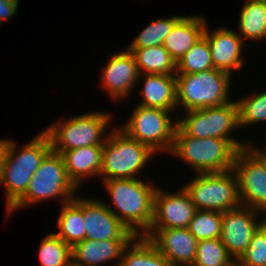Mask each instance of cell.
<instances>
[{
	"mask_svg": "<svg viewBox=\"0 0 266 266\" xmlns=\"http://www.w3.org/2000/svg\"><path fill=\"white\" fill-rule=\"evenodd\" d=\"M241 205L266 209V165L249 147L239 149L233 164Z\"/></svg>",
	"mask_w": 266,
	"mask_h": 266,
	"instance_id": "8fae6325",
	"label": "cell"
},
{
	"mask_svg": "<svg viewBox=\"0 0 266 266\" xmlns=\"http://www.w3.org/2000/svg\"><path fill=\"white\" fill-rule=\"evenodd\" d=\"M207 26L208 24L205 26L203 35L207 38L214 68L231 75L233 71H241L244 66L241 55L246 42L236 30L223 26L211 31Z\"/></svg>",
	"mask_w": 266,
	"mask_h": 266,
	"instance_id": "e0dca14e",
	"label": "cell"
},
{
	"mask_svg": "<svg viewBox=\"0 0 266 266\" xmlns=\"http://www.w3.org/2000/svg\"><path fill=\"white\" fill-rule=\"evenodd\" d=\"M126 49L134 55L139 74L176 75V62L163 45Z\"/></svg>",
	"mask_w": 266,
	"mask_h": 266,
	"instance_id": "603a6c76",
	"label": "cell"
},
{
	"mask_svg": "<svg viewBox=\"0 0 266 266\" xmlns=\"http://www.w3.org/2000/svg\"><path fill=\"white\" fill-rule=\"evenodd\" d=\"M58 232H53L66 244L73 247L86 238L83 214V198L76 195L72 201L63 204L57 219Z\"/></svg>",
	"mask_w": 266,
	"mask_h": 266,
	"instance_id": "7402d4cb",
	"label": "cell"
},
{
	"mask_svg": "<svg viewBox=\"0 0 266 266\" xmlns=\"http://www.w3.org/2000/svg\"><path fill=\"white\" fill-rule=\"evenodd\" d=\"M142 78H144V83L142 91L140 90V95L143 99L137 105L171 112H175L178 109L176 102V75L140 74L138 81Z\"/></svg>",
	"mask_w": 266,
	"mask_h": 266,
	"instance_id": "ffe728a7",
	"label": "cell"
},
{
	"mask_svg": "<svg viewBox=\"0 0 266 266\" xmlns=\"http://www.w3.org/2000/svg\"><path fill=\"white\" fill-rule=\"evenodd\" d=\"M118 266H172L145 237L136 236L124 249Z\"/></svg>",
	"mask_w": 266,
	"mask_h": 266,
	"instance_id": "d4e9b609",
	"label": "cell"
},
{
	"mask_svg": "<svg viewBox=\"0 0 266 266\" xmlns=\"http://www.w3.org/2000/svg\"><path fill=\"white\" fill-rule=\"evenodd\" d=\"M238 150L230 140L195 138L186 135L177 126L169 154L181 159L197 174L232 169Z\"/></svg>",
	"mask_w": 266,
	"mask_h": 266,
	"instance_id": "3957f363",
	"label": "cell"
},
{
	"mask_svg": "<svg viewBox=\"0 0 266 266\" xmlns=\"http://www.w3.org/2000/svg\"><path fill=\"white\" fill-rule=\"evenodd\" d=\"M171 263L172 266H192L198 240L187 228L149 229L143 236Z\"/></svg>",
	"mask_w": 266,
	"mask_h": 266,
	"instance_id": "2e32d148",
	"label": "cell"
},
{
	"mask_svg": "<svg viewBox=\"0 0 266 266\" xmlns=\"http://www.w3.org/2000/svg\"><path fill=\"white\" fill-rule=\"evenodd\" d=\"M261 225L262 212L259 210L240 205L223 212L220 239L235 261L246 251Z\"/></svg>",
	"mask_w": 266,
	"mask_h": 266,
	"instance_id": "7c38bea8",
	"label": "cell"
},
{
	"mask_svg": "<svg viewBox=\"0 0 266 266\" xmlns=\"http://www.w3.org/2000/svg\"><path fill=\"white\" fill-rule=\"evenodd\" d=\"M100 199V200H99ZM86 239L133 240L136 236L110 211L101 198H83Z\"/></svg>",
	"mask_w": 266,
	"mask_h": 266,
	"instance_id": "9a60e30c",
	"label": "cell"
},
{
	"mask_svg": "<svg viewBox=\"0 0 266 266\" xmlns=\"http://www.w3.org/2000/svg\"><path fill=\"white\" fill-rule=\"evenodd\" d=\"M195 175L182 187L196 210L223 213L241 205L237 177L232 169Z\"/></svg>",
	"mask_w": 266,
	"mask_h": 266,
	"instance_id": "30bf717a",
	"label": "cell"
},
{
	"mask_svg": "<svg viewBox=\"0 0 266 266\" xmlns=\"http://www.w3.org/2000/svg\"><path fill=\"white\" fill-rule=\"evenodd\" d=\"M38 260L42 266H72V247L54 233L42 238Z\"/></svg>",
	"mask_w": 266,
	"mask_h": 266,
	"instance_id": "4316f807",
	"label": "cell"
},
{
	"mask_svg": "<svg viewBox=\"0 0 266 266\" xmlns=\"http://www.w3.org/2000/svg\"><path fill=\"white\" fill-rule=\"evenodd\" d=\"M233 75L218 69L194 74H176V102L183 112L232 102Z\"/></svg>",
	"mask_w": 266,
	"mask_h": 266,
	"instance_id": "52a82bcc",
	"label": "cell"
},
{
	"mask_svg": "<svg viewBox=\"0 0 266 266\" xmlns=\"http://www.w3.org/2000/svg\"><path fill=\"white\" fill-rule=\"evenodd\" d=\"M175 115L177 126L188 136L230 140L238 149L248 146V141L242 142L229 135L232 131L239 130L238 106L235 100L219 106L189 110L182 117L180 114Z\"/></svg>",
	"mask_w": 266,
	"mask_h": 266,
	"instance_id": "ba28073f",
	"label": "cell"
},
{
	"mask_svg": "<svg viewBox=\"0 0 266 266\" xmlns=\"http://www.w3.org/2000/svg\"><path fill=\"white\" fill-rule=\"evenodd\" d=\"M222 215L218 211L196 210L187 229L198 241L220 238Z\"/></svg>",
	"mask_w": 266,
	"mask_h": 266,
	"instance_id": "4dcf8cb0",
	"label": "cell"
},
{
	"mask_svg": "<svg viewBox=\"0 0 266 266\" xmlns=\"http://www.w3.org/2000/svg\"><path fill=\"white\" fill-rule=\"evenodd\" d=\"M192 266H236L220 238L198 241Z\"/></svg>",
	"mask_w": 266,
	"mask_h": 266,
	"instance_id": "f1b7e54d",
	"label": "cell"
},
{
	"mask_svg": "<svg viewBox=\"0 0 266 266\" xmlns=\"http://www.w3.org/2000/svg\"><path fill=\"white\" fill-rule=\"evenodd\" d=\"M241 8L237 29L238 35L245 40L259 42L266 39V3L245 0Z\"/></svg>",
	"mask_w": 266,
	"mask_h": 266,
	"instance_id": "cb8c5ba5",
	"label": "cell"
},
{
	"mask_svg": "<svg viewBox=\"0 0 266 266\" xmlns=\"http://www.w3.org/2000/svg\"><path fill=\"white\" fill-rule=\"evenodd\" d=\"M239 128L266 122V90L236 99Z\"/></svg>",
	"mask_w": 266,
	"mask_h": 266,
	"instance_id": "83f0119b",
	"label": "cell"
},
{
	"mask_svg": "<svg viewBox=\"0 0 266 266\" xmlns=\"http://www.w3.org/2000/svg\"><path fill=\"white\" fill-rule=\"evenodd\" d=\"M213 68L210 47L203 35L176 63V74H194Z\"/></svg>",
	"mask_w": 266,
	"mask_h": 266,
	"instance_id": "484cf974",
	"label": "cell"
},
{
	"mask_svg": "<svg viewBox=\"0 0 266 266\" xmlns=\"http://www.w3.org/2000/svg\"><path fill=\"white\" fill-rule=\"evenodd\" d=\"M18 147L13 139L9 140L1 167L0 184L5 186L6 212L26 193L41 161L52 150L50 139L43 130Z\"/></svg>",
	"mask_w": 266,
	"mask_h": 266,
	"instance_id": "7a4b0ae2",
	"label": "cell"
},
{
	"mask_svg": "<svg viewBox=\"0 0 266 266\" xmlns=\"http://www.w3.org/2000/svg\"><path fill=\"white\" fill-rule=\"evenodd\" d=\"M262 225L266 228V209L262 211Z\"/></svg>",
	"mask_w": 266,
	"mask_h": 266,
	"instance_id": "d590c367",
	"label": "cell"
},
{
	"mask_svg": "<svg viewBox=\"0 0 266 266\" xmlns=\"http://www.w3.org/2000/svg\"><path fill=\"white\" fill-rule=\"evenodd\" d=\"M248 142H249L248 146L261 158V160L266 165V144L263 145V147H261L260 145L256 143H252L251 140ZM257 146H260V147H257Z\"/></svg>",
	"mask_w": 266,
	"mask_h": 266,
	"instance_id": "836d02e7",
	"label": "cell"
},
{
	"mask_svg": "<svg viewBox=\"0 0 266 266\" xmlns=\"http://www.w3.org/2000/svg\"><path fill=\"white\" fill-rule=\"evenodd\" d=\"M103 145L101 180L131 179L154 158V153L147 145L127 136L119 127L108 132ZM148 163V164H147Z\"/></svg>",
	"mask_w": 266,
	"mask_h": 266,
	"instance_id": "8992f818",
	"label": "cell"
},
{
	"mask_svg": "<svg viewBox=\"0 0 266 266\" xmlns=\"http://www.w3.org/2000/svg\"><path fill=\"white\" fill-rule=\"evenodd\" d=\"M131 241H95L85 238L72 247V266H103L107 262H112L109 264L111 266H118L124 249Z\"/></svg>",
	"mask_w": 266,
	"mask_h": 266,
	"instance_id": "ac0fdd59",
	"label": "cell"
},
{
	"mask_svg": "<svg viewBox=\"0 0 266 266\" xmlns=\"http://www.w3.org/2000/svg\"><path fill=\"white\" fill-rule=\"evenodd\" d=\"M178 189L172 192L156 187L150 229L188 228L196 208L185 189Z\"/></svg>",
	"mask_w": 266,
	"mask_h": 266,
	"instance_id": "4fadbf2b",
	"label": "cell"
},
{
	"mask_svg": "<svg viewBox=\"0 0 266 266\" xmlns=\"http://www.w3.org/2000/svg\"><path fill=\"white\" fill-rule=\"evenodd\" d=\"M255 1H259V2H265V3H266V0H255Z\"/></svg>",
	"mask_w": 266,
	"mask_h": 266,
	"instance_id": "8d00e7d4",
	"label": "cell"
},
{
	"mask_svg": "<svg viewBox=\"0 0 266 266\" xmlns=\"http://www.w3.org/2000/svg\"><path fill=\"white\" fill-rule=\"evenodd\" d=\"M78 188L69 179L61 154L50 151L34 173L26 193L6 212L7 216L26 206L59 198L61 205L76 196Z\"/></svg>",
	"mask_w": 266,
	"mask_h": 266,
	"instance_id": "5b68a950",
	"label": "cell"
},
{
	"mask_svg": "<svg viewBox=\"0 0 266 266\" xmlns=\"http://www.w3.org/2000/svg\"><path fill=\"white\" fill-rule=\"evenodd\" d=\"M9 144V139H0V177H1V167L4 162V157Z\"/></svg>",
	"mask_w": 266,
	"mask_h": 266,
	"instance_id": "e575fe53",
	"label": "cell"
},
{
	"mask_svg": "<svg viewBox=\"0 0 266 266\" xmlns=\"http://www.w3.org/2000/svg\"><path fill=\"white\" fill-rule=\"evenodd\" d=\"M207 23L205 17L199 15H184L175 23L163 46L176 63L203 36Z\"/></svg>",
	"mask_w": 266,
	"mask_h": 266,
	"instance_id": "44dd1931",
	"label": "cell"
},
{
	"mask_svg": "<svg viewBox=\"0 0 266 266\" xmlns=\"http://www.w3.org/2000/svg\"><path fill=\"white\" fill-rule=\"evenodd\" d=\"M19 0H0V24L15 16Z\"/></svg>",
	"mask_w": 266,
	"mask_h": 266,
	"instance_id": "d6a6232c",
	"label": "cell"
},
{
	"mask_svg": "<svg viewBox=\"0 0 266 266\" xmlns=\"http://www.w3.org/2000/svg\"><path fill=\"white\" fill-rule=\"evenodd\" d=\"M182 16H171L151 22L125 48H146L163 45L166 36Z\"/></svg>",
	"mask_w": 266,
	"mask_h": 266,
	"instance_id": "f546056e",
	"label": "cell"
},
{
	"mask_svg": "<svg viewBox=\"0 0 266 266\" xmlns=\"http://www.w3.org/2000/svg\"><path fill=\"white\" fill-rule=\"evenodd\" d=\"M103 145H90L64 151L63 157L69 179L79 189L85 179L100 176Z\"/></svg>",
	"mask_w": 266,
	"mask_h": 266,
	"instance_id": "d6986e66",
	"label": "cell"
},
{
	"mask_svg": "<svg viewBox=\"0 0 266 266\" xmlns=\"http://www.w3.org/2000/svg\"><path fill=\"white\" fill-rule=\"evenodd\" d=\"M102 182L113 203L111 206L105 202L106 206L135 236H144L153 222L157 186L139 178Z\"/></svg>",
	"mask_w": 266,
	"mask_h": 266,
	"instance_id": "6da1fadb",
	"label": "cell"
},
{
	"mask_svg": "<svg viewBox=\"0 0 266 266\" xmlns=\"http://www.w3.org/2000/svg\"><path fill=\"white\" fill-rule=\"evenodd\" d=\"M236 266H266V228L263 225L252 236L246 251L236 261Z\"/></svg>",
	"mask_w": 266,
	"mask_h": 266,
	"instance_id": "1f68e13d",
	"label": "cell"
},
{
	"mask_svg": "<svg viewBox=\"0 0 266 266\" xmlns=\"http://www.w3.org/2000/svg\"><path fill=\"white\" fill-rule=\"evenodd\" d=\"M100 73V87L111 100H122L130 96L138 82L139 71L134 55L127 49L111 54ZM113 98V99H112Z\"/></svg>",
	"mask_w": 266,
	"mask_h": 266,
	"instance_id": "5bb4252c",
	"label": "cell"
},
{
	"mask_svg": "<svg viewBox=\"0 0 266 266\" xmlns=\"http://www.w3.org/2000/svg\"><path fill=\"white\" fill-rule=\"evenodd\" d=\"M173 112L137 105L124 126L120 127L127 136L147 145L154 153H170L175 130L178 125L177 116ZM174 120V121H173Z\"/></svg>",
	"mask_w": 266,
	"mask_h": 266,
	"instance_id": "9c48e42d",
	"label": "cell"
},
{
	"mask_svg": "<svg viewBox=\"0 0 266 266\" xmlns=\"http://www.w3.org/2000/svg\"><path fill=\"white\" fill-rule=\"evenodd\" d=\"M112 117L105 110L85 112L71 116L69 120H56L43 131L50 139L52 151L62 154L80 147L104 145L108 136L106 130L112 124Z\"/></svg>",
	"mask_w": 266,
	"mask_h": 266,
	"instance_id": "277c9868",
	"label": "cell"
}]
</instances>
